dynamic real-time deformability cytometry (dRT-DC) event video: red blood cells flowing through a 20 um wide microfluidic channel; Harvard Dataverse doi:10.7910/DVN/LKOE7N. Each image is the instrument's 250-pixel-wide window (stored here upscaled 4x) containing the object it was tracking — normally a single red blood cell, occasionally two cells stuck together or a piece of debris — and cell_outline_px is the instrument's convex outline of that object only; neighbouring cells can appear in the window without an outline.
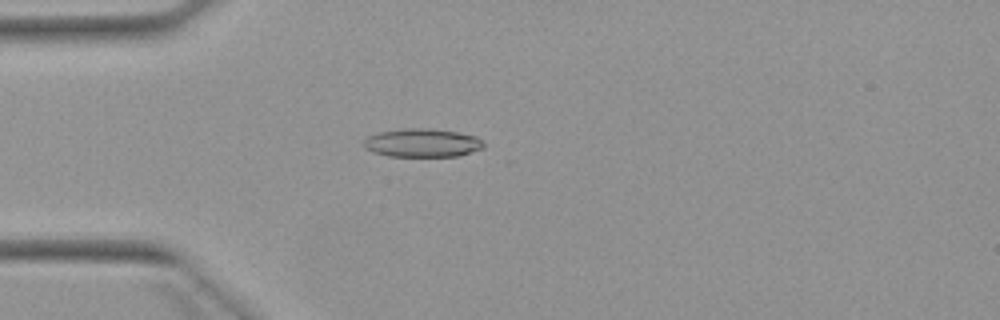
{"species": "Egyptian fruit bat (a non-hibernating species)", "species_latin": "Rousettus aegyptiacus", "temperature_condition": "warm", "stored_images_in_passage": 3, "camera_frame_rate_fps": 3000, "um_per_image_px": 0.085, "animal": {"sex": "female"}, "frame": {"image": 1, "passage_image": 3, "time_ms": 2.667, "image_size_px": [1000, 320], "cell_outline_px": [[484, 148], [460, 156], [388, 156], [372, 152], [364, 148], [364, 140], [368, 136], [380, 132], [404, 128], [432, 128], [460, 132], [476, 136], [484, 144]], "centroid_in_image_um": [35.91, 12.14], "position_along_channel_um": 49.1, "area_um2": 20.06}}